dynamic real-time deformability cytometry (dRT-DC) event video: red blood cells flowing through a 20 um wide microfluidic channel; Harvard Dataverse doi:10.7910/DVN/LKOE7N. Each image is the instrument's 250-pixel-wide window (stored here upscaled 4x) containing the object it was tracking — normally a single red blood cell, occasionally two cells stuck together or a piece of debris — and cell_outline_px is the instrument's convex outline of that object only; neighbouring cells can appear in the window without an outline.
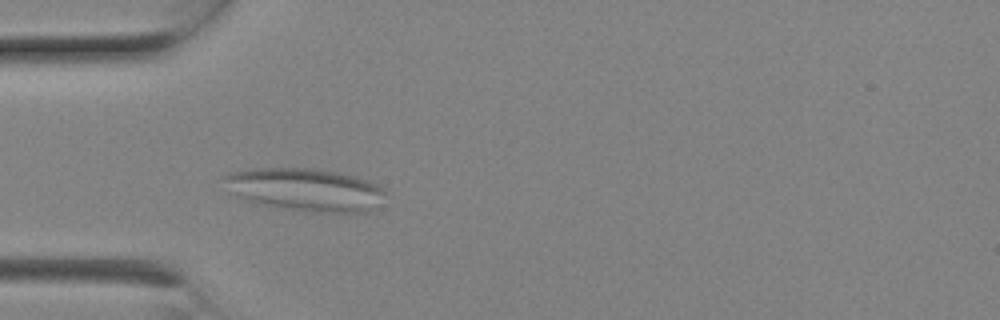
{"species": "Egyptian fruit bat (a non-hibernating species)", "species_latin": "Rousettus aegyptiacus", "temperature_condition": "room temperature", "stored_images_in_passage": 7, "camera_frame_rate_fps": 3000, "um_per_image_px": 0.085, "animal": {"sex": "female"}, "frame": {"image": 1, "passage_image": 7, "time_ms": 2.0, "image_size_px": [1000, 320], "cell_outline_px": [[384, 192], [376, 208], [372, 212], [312, 212], [256, 204], [236, 196], [228, 192], [220, 176], [228, 172], [252, 168], [312, 168], [336, 172], [356, 176], [380, 184], [384, 188]], "centroid_in_image_um": [25.89, 16.11], "position_along_channel_um": 59.1, "area_um2": 40.86}}